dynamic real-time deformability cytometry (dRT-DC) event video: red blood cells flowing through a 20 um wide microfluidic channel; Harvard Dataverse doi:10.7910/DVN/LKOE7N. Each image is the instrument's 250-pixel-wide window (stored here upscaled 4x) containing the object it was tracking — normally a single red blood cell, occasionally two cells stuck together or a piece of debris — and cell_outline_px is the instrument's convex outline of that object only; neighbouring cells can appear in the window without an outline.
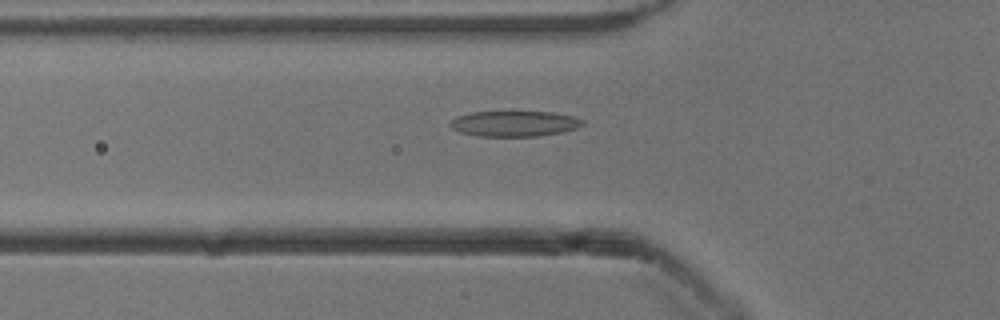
{"species": "common noctule bat (a hibernating species)", "species_latin": "Nyctalus noctula", "temperature_condition": "cold", "stored_images_in_passage": 37, "camera_frame_rate_fps": 3000, "um_per_image_px": 0.085, "animal": {"sex": "male", "body_mass_g": 13.3}, "frame": {"image": 1, "passage_image": 3, "time_ms": 0.667, "image_size_px": [1000, 320], "cell_outline_px": [[584, 124], [576, 128], [560, 132], [536, 136], [476, 136], [460, 132], [452, 128], [448, 124], [456, 116], [472, 112], [552, 112], [572, 116], [584, 120]], "centroid_in_image_um": [43.69, 10.51], "position_along_channel_um": 82.1, "area_um2": 19.59}}
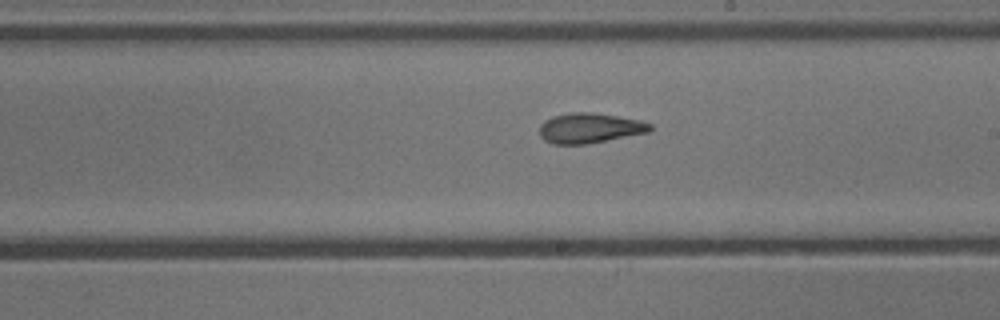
{"frame": {"image": 2, "passage_image": 15, "time_ms": 4.667, "image_size_px": [1000, 320], "cell_outline_px": [[652, 128], [648, 132], [588, 144], [552, 144], [544, 140], [540, 136], [540, 124], [544, 120], [552, 116], [572, 112], [592, 112], [640, 120], [652, 124]], "centroid_in_image_um": [50.09, 10.88], "position_along_channel_um": 238.9, "area_um2": 19.42}}
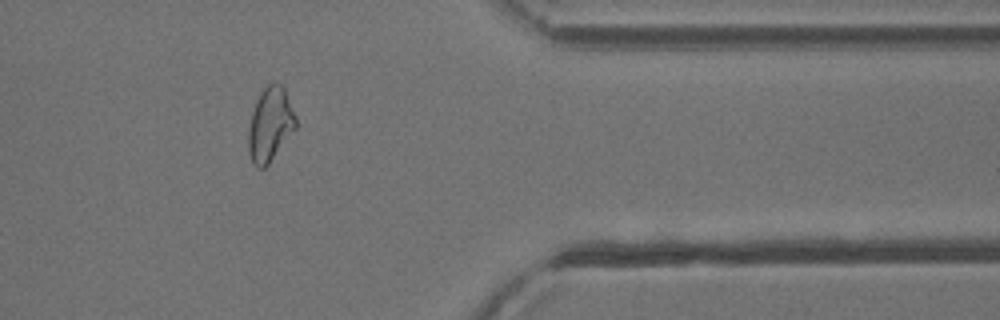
{"frame": {"image": 3, "passage_image": 28, "time_ms": 9.0, "image_size_px": [1000, 320], "cell_outline_px": [[296, 128], [268, 164], [264, 168], [256, 168], [252, 164], [248, 152], [248, 128], [252, 112], [256, 100], [260, 92], [272, 80], [276, 80], [284, 88], [296, 116]], "centroid_in_image_um": [22.94, 10.56], "position_along_channel_um": 388.5, "area_um2": 20.63}, "authors_computed_cell_mechanics": {"area_um2": 19.4208, "velocity_mm_per_s": 3.8884, "shape_relaxation_time_tau1_ms": 5.3738, "shape_relaxation_time_tau2_ms": 1.3907, "deformation_change_tau1": 0.1725, "deformation_change_tau2": 0.0852}}